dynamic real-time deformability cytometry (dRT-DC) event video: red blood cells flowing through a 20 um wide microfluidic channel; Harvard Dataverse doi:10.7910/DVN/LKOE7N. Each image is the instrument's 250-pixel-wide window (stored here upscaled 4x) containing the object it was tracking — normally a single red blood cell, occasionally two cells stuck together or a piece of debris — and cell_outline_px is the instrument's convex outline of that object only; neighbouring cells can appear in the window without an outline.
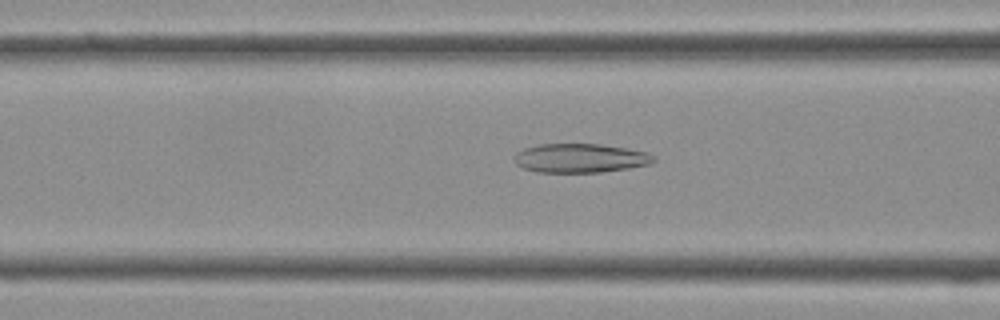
{"species": "Egyptian fruit bat (a non-hibernating species)", "species_latin": "Rousettus aegyptiacus", "temperature_condition": "cold", "stored_images_in_passage": 40, "camera_frame_rate_fps": 3000, "um_per_image_px": 0.085, "frame": {"image": 1, "passage_image": 15, "time_ms": 4.667, "image_size_px": [1000, 320], "cell_outline_px": [[656, 160], [648, 164], [628, 168], [600, 172], [536, 172], [524, 168], [516, 164], [516, 152], [524, 148], [536, 144], [600, 144], [628, 148], [648, 152], [656, 156]], "centroid_in_image_um": [49.35, 13.43], "position_along_channel_um": 117.3, "area_um2": 23.58}}
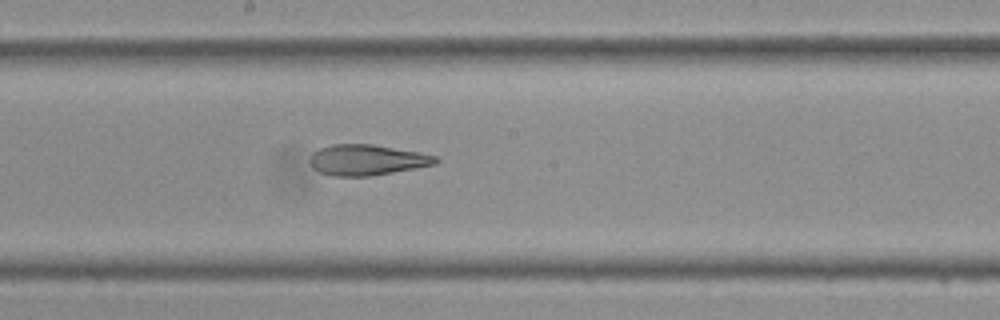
{"frame": {"image": 2, "passage_image": 21, "time_ms": 6.667, "image_size_px": [1000, 320], "cell_outline_px": [[440, 160], [436, 164], [416, 168], [372, 176], [332, 176], [320, 172], [312, 168], [308, 160], [312, 152], [320, 148], [332, 144], [372, 144], [416, 152], [436, 156]], "centroid_in_image_um": [31.14, 13.6], "position_along_channel_um": 217.1, "area_um2": 22.54}}
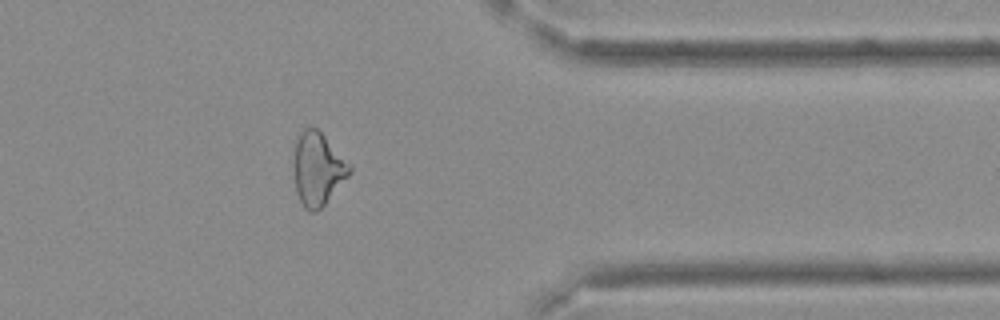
{"frame": {"image": 3, "passage_image": 32, "time_ms": 10.333, "image_size_px": [1000, 320], "cell_outline_px": [[352, 172], [324, 204], [316, 212], [312, 212], [304, 208], [300, 200], [296, 188], [292, 164], [296, 136], [304, 128], [316, 128], [324, 136], [352, 168]], "centroid_in_image_um": [26.96, 14.35], "position_along_channel_um": 384.4, "area_um2": 23.47}}